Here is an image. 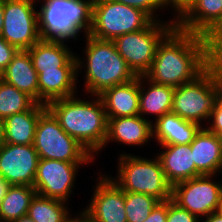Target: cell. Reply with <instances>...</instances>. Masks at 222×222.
Segmentation results:
<instances>
[{
    "label": "cell",
    "instance_id": "cell-36",
    "mask_svg": "<svg viewBox=\"0 0 222 222\" xmlns=\"http://www.w3.org/2000/svg\"><path fill=\"white\" fill-rule=\"evenodd\" d=\"M11 184L7 182L3 177L0 176V203L1 200L6 196Z\"/></svg>",
    "mask_w": 222,
    "mask_h": 222
},
{
    "label": "cell",
    "instance_id": "cell-14",
    "mask_svg": "<svg viewBox=\"0 0 222 222\" xmlns=\"http://www.w3.org/2000/svg\"><path fill=\"white\" fill-rule=\"evenodd\" d=\"M39 159L33 144L5 143L0 147V176L11 185L33 186Z\"/></svg>",
    "mask_w": 222,
    "mask_h": 222
},
{
    "label": "cell",
    "instance_id": "cell-29",
    "mask_svg": "<svg viewBox=\"0 0 222 222\" xmlns=\"http://www.w3.org/2000/svg\"><path fill=\"white\" fill-rule=\"evenodd\" d=\"M159 202L158 199L147 194L125 192L127 222H144Z\"/></svg>",
    "mask_w": 222,
    "mask_h": 222
},
{
    "label": "cell",
    "instance_id": "cell-25",
    "mask_svg": "<svg viewBox=\"0 0 222 222\" xmlns=\"http://www.w3.org/2000/svg\"><path fill=\"white\" fill-rule=\"evenodd\" d=\"M27 51L38 75L43 71L63 67L75 54L64 41L46 39H40Z\"/></svg>",
    "mask_w": 222,
    "mask_h": 222
},
{
    "label": "cell",
    "instance_id": "cell-2",
    "mask_svg": "<svg viewBox=\"0 0 222 222\" xmlns=\"http://www.w3.org/2000/svg\"><path fill=\"white\" fill-rule=\"evenodd\" d=\"M94 99L81 100L75 94L46 105L61 128L83 145L93 157L103 150L108 126L102 99L96 95Z\"/></svg>",
    "mask_w": 222,
    "mask_h": 222
},
{
    "label": "cell",
    "instance_id": "cell-26",
    "mask_svg": "<svg viewBox=\"0 0 222 222\" xmlns=\"http://www.w3.org/2000/svg\"><path fill=\"white\" fill-rule=\"evenodd\" d=\"M36 194L33 186L11 185L0 203V222H11L27 215L29 206Z\"/></svg>",
    "mask_w": 222,
    "mask_h": 222
},
{
    "label": "cell",
    "instance_id": "cell-22",
    "mask_svg": "<svg viewBox=\"0 0 222 222\" xmlns=\"http://www.w3.org/2000/svg\"><path fill=\"white\" fill-rule=\"evenodd\" d=\"M0 78L27 93L38 103V74L27 50H18Z\"/></svg>",
    "mask_w": 222,
    "mask_h": 222
},
{
    "label": "cell",
    "instance_id": "cell-1",
    "mask_svg": "<svg viewBox=\"0 0 222 222\" xmlns=\"http://www.w3.org/2000/svg\"><path fill=\"white\" fill-rule=\"evenodd\" d=\"M221 54L211 39L175 27L158 45L144 76L154 83L177 88L196 79Z\"/></svg>",
    "mask_w": 222,
    "mask_h": 222
},
{
    "label": "cell",
    "instance_id": "cell-3",
    "mask_svg": "<svg viewBox=\"0 0 222 222\" xmlns=\"http://www.w3.org/2000/svg\"><path fill=\"white\" fill-rule=\"evenodd\" d=\"M85 37L86 64L76 55L77 74L79 69L86 68L84 85L85 91L90 96H99L106 89L132 81L137 77L117 51L113 40L98 39L89 34Z\"/></svg>",
    "mask_w": 222,
    "mask_h": 222
},
{
    "label": "cell",
    "instance_id": "cell-9",
    "mask_svg": "<svg viewBox=\"0 0 222 222\" xmlns=\"http://www.w3.org/2000/svg\"><path fill=\"white\" fill-rule=\"evenodd\" d=\"M153 20L143 11L113 0H94L89 35L114 40L146 28Z\"/></svg>",
    "mask_w": 222,
    "mask_h": 222
},
{
    "label": "cell",
    "instance_id": "cell-15",
    "mask_svg": "<svg viewBox=\"0 0 222 222\" xmlns=\"http://www.w3.org/2000/svg\"><path fill=\"white\" fill-rule=\"evenodd\" d=\"M101 174L91 202L83 212L95 222H127L125 191L111 177Z\"/></svg>",
    "mask_w": 222,
    "mask_h": 222
},
{
    "label": "cell",
    "instance_id": "cell-31",
    "mask_svg": "<svg viewBox=\"0 0 222 222\" xmlns=\"http://www.w3.org/2000/svg\"><path fill=\"white\" fill-rule=\"evenodd\" d=\"M200 219L189 211L180 208L172 200H168V214L166 222H200Z\"/></svg>",
    "mask_w": 222,
    "mask_h": 222
},
{
    "label": "cell",
    "instance_id": "cell-18",
    "mask_svg": "<svg viewBox=\"0 0 222 222\" xmlns=\"http://www.w3.org/2000/svg\"><path fill=\"white\" fill-rule=\"evenodd\" d=\"M152 123L153 121L140 115L108 119L107 137L103 148L111 141L133 147L143 146L153 138Z\"/></svg>",
    "mask_w": 222,
    "mask_h": 222
},
{
    "label": "cell",
    "instance_id": "cell-27",
    "mask_svg": "<svg viewBox=\"0 0 222 222\" xmlns=\"http://www.w3.org/2000/svg\"><path fill=\"white\" fill-rule=\"evenodd\" d=\"M66 203L62 200L36 194L32 199L27 215L34 222H69L72 219V214L68 212Z\"/></svg>",
    "mask_w": 222,
    "mask_h": 222
},
{
    "label": "cell",
    "instance_id": "cell-16",
    "mask_svg": "<svg viewBox=\"0 0 222 222\" xmlns=\"http://www.w3.org/2000/svg\"><path fill=\"white\" fill-rule=\"evenodd\" d=\"M76 54L57 70L43 71L38 75V103H48L70 97L77 92Z\"/></svg>",
    "mask_w": 222,
    "mask_h": 222
},
{
    "label": "cell",
    "instance_id": "cell-38",
    "mask_svg": "<svg viewBox=\"0 0 222 222\" xmlns=\"http://www.w3.org/2000/svg\"><path fill=\"white\" fill-rule=\"evenodd\" d=\"M5 144V125L4 119L0 118V147Z\"/></svg>",
    "mask_w": 222,
    "mask_h": 222
},
{
    "label": "cell",
    "instance_id": "cell-39",
    "mask_svg": "<svg viewBox=\"0 0 222 222\" xmlns=\"http://www.w3.org/2000/svg\"><path fill=\"white\" fill-rule=\"evenodd\" d=\"M4 0H0V37L3 30Z\"/></svg>",
    "mask_w": 222,
    "mask_h": 222
},
{
    "label": "cell",
    "instance_id": "cell-6",
    "mask_svg": "<svg viewBox=\"0 0 222 222\" xmlns=\"http://www.w3.org/2000/svg\"><path fill=\"white\" fill-rule=\"evenodd\" d=\"M119 155L117 178L110 177L123 191L147 194L160 202L171 200L172 185L157 155L153 159L129 153Z\"/></svg>",
    "mask_w": 222,
    "mask_h": 222
},
{
    "label": "cell",
    "instance_id": "cell-24",
    "mask_svg": "<svg viewBox=\"0 0 222 222\" xmlns=\"http://www.w3.org/2000/svg\"><path fill=\"white\" fill-rule=\"evenodd\" d=\"M144 81L145 84H143ZM146 82L148 87H144ZM174 92L173 87L154 83L144 75L140 76L139 115L143 118L147 114L154 115L156 116L154 120H157L171 112Z\"/></svg>",
    "mask_w": 222,
    "mask_h": 222
},
{
    "label": "cell",
    "instance_id": "cell-28",
    "mask_svg": "<svg viewBox=\"0 0 222 222\" xmlns=\"http://www.w3.org/2000/svg\"><path fill=\"white\" fill-rule=\"evenodd\" d=\"M36 101L0 78V118L29 110Z\"/></svg>",
    "mask_w": 222,
    "mask_h": 222
},
{
    "label": "cell",
    "instance_id": "cell-41",
    "mask_svg": "<svg viewBox=\"0 0 222 222\" xmlns=\"http://www.w3.org/2000/svg\"><path fill=\"white\" fill-rule=\"evenodd\" d=\"M11 222H34L28 215H24L16 220H13Z\"/></svg>",
    "mask_w": 222,
    "mask_h": 222
},
{
    "label": "cell",
    "instance_id": "cell-33",
    "mask_svg": "<svg viewBox=\"0 0 222 222\" xmlns=\"http://www.w3.org/2000/svg\"><path fill=\"white\" fill-rule=\"evenodd\" d=\"M17 51L18 49L15 46L9 44L4 38L0 37V74L12 61Z\"/></svg>",
    "mask_w": 222,
    "mask_h": 222
},
{
    "label": "cell",
    "instance_id": "cell-12",
    "mask_svg": "<svg viewBox=\"0 0 222 222\" xmlns=\"http://www.w3.org/2000/svg\"><path fill=\"white\" fill-rule=\"evenodd\" d=\"M89 162L39 159L33 187L37 194L67 202L73 192L79 166Z\"/></svg>",
    "mask_w": 222,
    "mask_h": 222
},
{
    "label": "cell",
    "instance_id": "cell-35",
    "mask_svg": "<svg viewBox=\"0 0 222 222\" xmlns=\"http://www.w3.org/2000/svg\"><path fill=\"white\" fill-rule=\"evenodd\" d=\"M194 0H163V3L166 8L168 6L175 10L174 19L178 18L192 3ZM172 6V7H171Z\"/></svg>",
    "mask_w": 222,
    "mask_h": 222
},
{
    "label": "cell",
    "instance_id": "cell-37",
    "mask_svg": "<svg viewBox=\"0 0 222 222\" xmlns=\"http://www.w3.org/2000/svg\"><path fill=\"white\" fill-rule=\"evenodd\" d=\"M203 218L205 220L201 219V222H222V215H220L218 212H213Z\"/></svg>",
    "mask_w": 222,
    "mask_h": 222
},
{
    "label": "cell",
    "instance_id": "cell-7",
    "mask_svg": "<svg viewBox=\"0 0 222 222\" xmlns=\"http://www.w3.org/2000/svg\"><path fill=\"white\" fill-rule=\"evenodd\" d=\"M176 27L175 19L152 21L146 28L116 37L113 41L119 54L136 76L151 67L158 45Z\"/></svg>",
    "mask_w": 222,
    "mask_h": 222
},
{
    "label": "cell",
    "instance_id": "cell-10",
    "mask_svg": "<svg viewBox=\"0 0 222 222\" xmlns=\"http://www.w3.org/2000/svg\"><path fill=\"white\" fill-rule=\"evenodd\" d=\"M213 177L200 175L174 184L171 200L200 220L217 212L222 198V180L215 182Z\"/></svg>",
    "mask_w": 222,
    "mask_h": 222
},
{
    "label": "cell",
    "instance_id": "cell-4",
    "mask_svg": "<svg viewBox=\"0 0 222 222\" xmlns=\"http://www.w3.org/2000/svg\"><path fill=\"white\" fill-rule=\"evenodd\" d=\"M222 93V54L196 79L175 88L171 112L201 124L209 120Z\"/></svg>",
    "mask_w": 222,
    "mask_h": 222
},
{
    "label": "cell",
    "instance_id": "cell-11",
    "mask_svg": "<svg viewBox=\"0 0 222 222\" xmlns=\"http://www.w3.org/2000/svg\"><path fill=\"white\" fill-rule=\"evenodd\" d=\"M36 1L4 0L1 37L18 50H28L41 39Z\"/></svg>",
    "mask_w": 222,
    "mask_h": 222
},
{
    "label": "cell",
    "instance_id": "cell-13",
    "mask_svg": "<svg viewBox=\"0 0 222 222\" xmlns=\"http://www.w3.org/2000/svg\"><path fill=\"white\" fill-rule=\"evenodd\" d=\"M178 29L211 39L222 50V0H194L175 19Z\"/></svg>",
    "mask_w": 222,
    "mask_h": 222
},
{
    "label": "cell",
    "instance_id": "cell-19",
    "mask_svg": "<svg viewBox=\"0 0 222 222\" xmlns=\"http://www.w3.org/2000/svg\"><path fill=\"white\" fill-rule=\"evenodd\" d=\"M99 96L107 119L139 115L140 76L108 88Z\"/></svg>",
    "mask_w": 222,
    "mask_h": 222
},
{
    "label": "cell",
    "instance_id": "cell-21",
    "mask_svg": "<svg viewBox=\"0 0 222 222\" xmlns=\"http://www.w3.org/2000/svg\"><path fill=\"white\" fill-rule=\"evenodd\" d=\"M164 151L158 153L167 181L176 183L196 177L190 144L160 145Z\"/></svg>",
    "mask_w": 222,
    "mask_h": 222
},
{
    "label": "cell",
    "instance_id": "cell-20",
    "mask_svg": "<svg viewBox=\"0 0 222 222\" xmlns=\"http://www.w3.org/2000/svg\"><path fill=\"white\" fill-rule=\"evenodd\" d=\"M154 122L152 139H156L158 145L190 144L199 130L204 127L184 120L173 112L164 114Z\"/></svg>",
    "mask_w": 222,
    "mask_h": 222
},
{
    "label": "cell",
    "instance_id": "cell-32",
    "mask_svg": "<svg viewBox=\"0 0 222 222\" xmlns=\"http://www.w3.org/2000/svg\"><path fill=\"white\" fill-rule=\"evenodd\" d=\"M211 121V122H209ZM210 123L209 127L204 126L209 132L215 133L222 138V93L215 109L211 112L210 118L207 121Z\"/></svg>",
    "mask_w": 222,
    "mask_h": 222
},
{
    "label": "cell",
    "instance_id": "cell-43",
    "mask_svg": "<svg viewBox=\"0 0 222 222\" xmlns=\"http://www.w3.org/2000/svg\"><path fill=\"white\" fill-rule=\"evenodd\" d=\"M220 215H222V198H221V203L219 205L218 211H217Z\"/></svg>",
    "mask_w": 222,
    "mask_h": 222
},
{
    "label": "cell",
    "instance_id": "cell-42",
    "mask_svg": "<svg viewBox=\"0 0 222 222\" xmlns=\"http://www.w3.org/2000/svg\"><path fill=\"white\" fill-rule=\"evenodd\" d=\"M84 222H95L84 213Z\"/></svg>",
    "mask_w": 222,
    "mask_h": 222
},
{
    "label": "cell",
    "instance_id": "cell-23",
    "mask_svg": "<svg viewBox=\"0 0 222 222\" xmlns=\"http://www.w3.org/2000/svg\"><path fill=\"white\" fill-rule=\"evenodd\" d=\"M45 109L46 105L36 102L29 110L6 117L4 119L5 143L34 144L39 115Z\"/></svg>",
    "mask_w": 222,
    "mask_h": 222
},
{
    "label": "cell",
    "instance_id": "cell-30",
    "mask_svg": "<svg viewBox=\"0 0 222 222\" xmlns=\"http://www.w3.org/2000/svg\"><path fill=\"white\" fill-rule=\"evenodd\" d=\"M145 12L153 21H161L156 12L165 8L163 0H113Z\"/></svg>",
    "mask_w": 222,
    "mask_h": 222
},
{
    "label": "cell",
    "instance_id": "cell-34",
    "mask_svg": "<svg viewBox=\"0 0 222 222\" xmlns=\"http://www.w3.org/2000/svg\"><path fill=\"white\" fill-rule=\"evenodd\" d=\"M168 214V201L159 202V204L151 211L144 222H166Z\"/></svg>",
    "mask_w": 222,
    "mask_h": 222
},
{
    "label": "cell",
    "instance_id": "cell-40",
    "mask_svg": "<svg viewBox=\"0 0 222 222\" xmlns=\"http://www.w3.org/2000/svg\"><path fill=\"white\" fill-rule=\"evenodd\" d=\"M75 217V218H74ZM69 222H84V212L78 213L77 216H74Z\"/></svg>",
    "mask_w": 222,
    "mask_h": 222
},
{
    "label": "cell",
    "instance_id": "cell-8",
    "mask_svg": "<svg viewBox=\"0 0 222 222\" xmlns=\"http://www.w3.org/2000/svg\"><path fill=\"white\" fill-rule=\"evenodd\" d=\"M33 145L40 159L90 163L94 159L83 145L61 128L47 108L39 115Z\"/></svg>",
    "mask_w": 222,
    "mask_h": 222
},
{
    "label": "cell",
    "instance_id": "cell-5",
    "mask_svg": "<svg viewBox=\"0 0 222 222\" xmlns=\"http://www.w3.org/2000/svg\"><path fill=\"white\" fill-rule=\"evenodd\" d=\"M93 1L42 0L41 8L37 10L41 39L66 42L69 39L77 40L81 32H84V35L89 34L92 26Z\"/></svg>",
    "mask_w": 222,
    "mask_h": 222
},
{
    "label": "cell",
    "instance_id": "cell-17",
    "mask_svg": "<svg viewBox=\"0 0 222 222\" xmlns=\"http://www.w3.org/2000/svg\"><path fill=\"white\" fill-rule=\"evenodd\" d=\"M190 146L196 177L222 173V138L202 127Z\"/></svg>",
    "mask_w": 222,
    "mask_h": 222
}]
</instances>
